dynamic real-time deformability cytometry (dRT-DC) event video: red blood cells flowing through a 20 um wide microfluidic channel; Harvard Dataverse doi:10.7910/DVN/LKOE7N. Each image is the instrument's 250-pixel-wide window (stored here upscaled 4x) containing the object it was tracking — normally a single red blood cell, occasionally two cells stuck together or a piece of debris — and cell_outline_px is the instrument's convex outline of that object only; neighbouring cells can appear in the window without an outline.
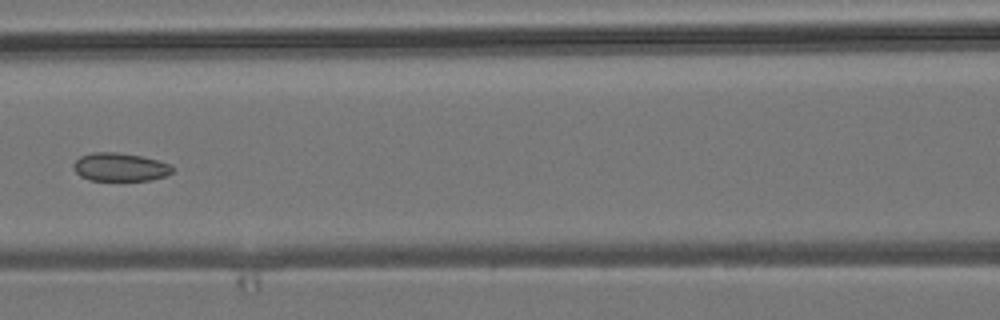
{"species": "common noctule bat (a hibernating species)", "species_latin": "Nyctalus noctula", "temperature_condition": "room temperature", "stored_images_in_passage": 7, "camera_frame_rate_fps": 3000, "um_per_image_px": 0.085, "animal": {"sex": "male", "body_mass_g": 19.2, "forearm_length_mm": 51.8}, "frame": {"image": 1, "passage_image": 6, "time_ms": 6.667, "image_size_px": [1000, 320], "cell_outline_px": [[176, 168], [172, 172], [164, 176], [152, 180], [88, 180], [80, 176], [72, 168], [72, 164], [80, 156], [92, 152], [116, 152], [140, 156], [156, 160], [168, 164]], "centroid_in_image_um": [10.17, 14.2], "position_along_channel_um": 156.4, "area_um2": 16.3}}
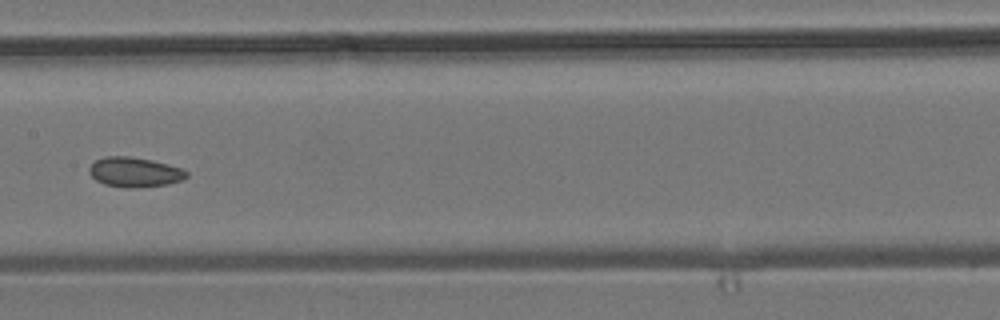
{"frame": {"image": 2, "passage_image": 7, "time_ms": 7.667, "image_size_px": [1000, 320], "cell_outline_px": [[188, 176], [180, 180], [168, 184], [132, 188], [128, 188], [104, 184], [96, 180], [88, 172], [88, 168], [96, 160], [104, 156], [128, 156], [152, 160], [168, 164], [180, 168], [188, 172]], "centroid_in_image_um": [11.42, 14.62], "position_along_channel_um": 196.0, "area_um2": 16.82}}